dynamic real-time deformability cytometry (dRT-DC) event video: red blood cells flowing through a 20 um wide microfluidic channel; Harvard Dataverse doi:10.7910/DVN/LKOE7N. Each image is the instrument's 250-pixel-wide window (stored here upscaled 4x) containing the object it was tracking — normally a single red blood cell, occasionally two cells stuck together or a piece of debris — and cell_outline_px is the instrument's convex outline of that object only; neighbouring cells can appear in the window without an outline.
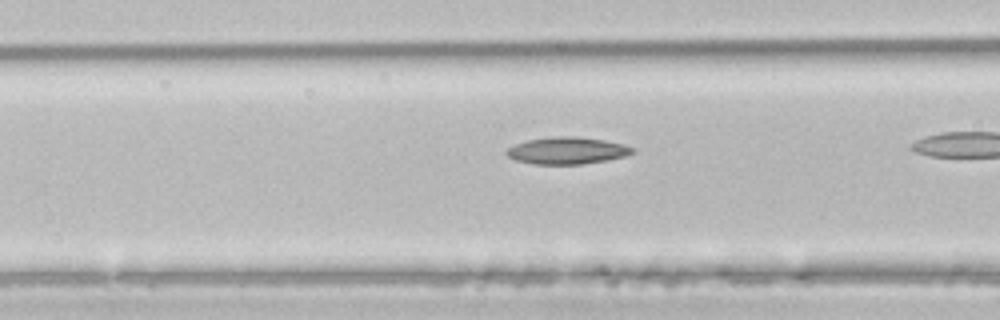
{"species": "common noctule bat (a hibernating species)", "species_latin": "Nyctalus noctula", "temperature_condition": "room temperature", "stored_images_in_passage": 8, "segment_of_instrument_passage": [2, 2], "camera_frame_rate_fps": 3000, "um_per_image_px": 0.085, "animal": {"sex": "male", "body_mass_g": 21.5, "forearm_length_mm": 52.0}, "frame": {"image": 1, "passage_image": 7, "time_ms": 2.0, "image_size_px": [1000, 320], "cell_outline_px": [[636, 152], [628, 156], [584, 164], [532, 164], [516, 160], [508, 156], [504, 152], [508, 148], [516, 144], [528, 140], [552, 136], [576, 136], [604, 140], [624, 144], [636, 148]], "centroid_in_image_um": [48.26, 12.8], "position_along_channel_um": 118.3, "area_um2": 20.0}}